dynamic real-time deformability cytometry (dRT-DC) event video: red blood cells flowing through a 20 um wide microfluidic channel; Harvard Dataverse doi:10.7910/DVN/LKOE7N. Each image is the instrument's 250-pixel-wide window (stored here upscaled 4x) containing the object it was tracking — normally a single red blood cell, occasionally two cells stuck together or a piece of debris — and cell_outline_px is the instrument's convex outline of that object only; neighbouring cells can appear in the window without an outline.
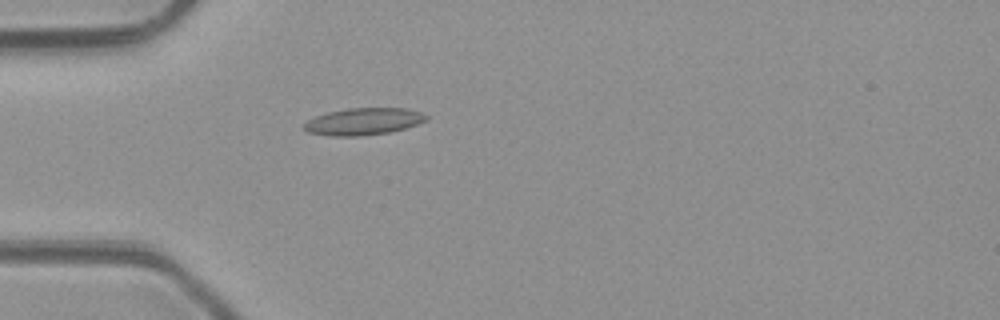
{"species": "common noctule bat (a hibernating species)", "species_latin": "Nyctalus noctula", "temperature_condition": "room temperature", "stored_images_in_passage": 4, "camera_frame_rate_fps": 3000, "um_per_image_px": 0.085, "animal": {"sex": "male", "body_mass_g": 23.1, "forearm_length_mm": 52.7}, "frame": {"image": 1, "passage_image": 4, "time_ms": 4.333, "image_size_px": [1000, 320], "cell_outline_px": [[428, 120], [404, 128], [388, 132], [360, 136], [332, 136], [308, 132], [304, 128], [304, 124], [308, 120], [316, 116], [328, 112], [348, 108], [408, 108], [420, 112], [428, 116]], "centroid_in_image_um": [30.9, 10.32], "position_along_channel_um": 54.1, "area_um2": 19.07}}